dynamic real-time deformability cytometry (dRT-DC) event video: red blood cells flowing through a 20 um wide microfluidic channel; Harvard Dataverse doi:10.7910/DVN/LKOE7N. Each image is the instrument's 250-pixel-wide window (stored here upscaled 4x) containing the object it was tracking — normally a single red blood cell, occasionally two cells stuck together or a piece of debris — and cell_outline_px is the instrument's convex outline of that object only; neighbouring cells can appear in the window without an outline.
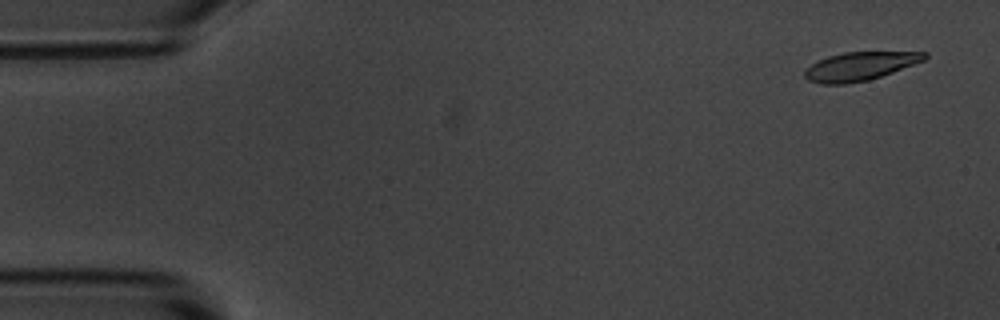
{"species": "common noctule bat (a hibernating species)", "species_latin": "Nyctalus noctula", "temperature_condition": "room temperature", "stored_images_in_passage": 5, "camera_frame_rate_fps": 3000, "um_per_image_px": 0.085, "animal": {"sex": "male", "body_mass_g": 20.1, "forearm_length_mm": 53.5}, "frame": {"image": 1, "passage_image": 1, "time_ms": 0.0, "image_size_px": [1000, 320], "cell_outline_px": [[928, 56], [924, 60], [892, 72], [868, 80], [844, 84], [820, 84], [808, 80], [804, 76], [804, 68], [828, 56], [844, 52], [928, 52]], "centroid_in_image_um": [73.05, 5.63], "position_along_channel_um": 11.9, "area_um2": 19.71}}
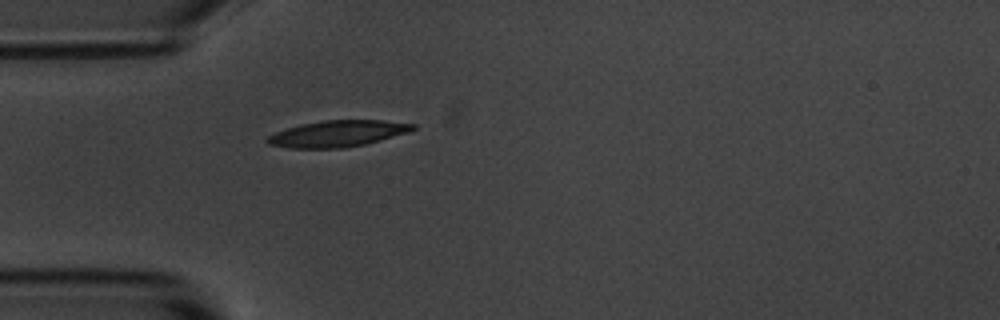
{"frame": {"image": 2, "passage_image": 5, "time_ms": 4.333, "image_size_px": [1000, 320], "cell_outline_px": [[416, 128], [408, 132], [380, 140], [364, 144], [344, 148], [288, 148], [268, 144], [264, 140], [268, 136], [276, 132], [300, 124], [324, 120], [384, 120], [416, 124]], "centroid_in_image_um": [28.68, 11.36], "position_along_channel_um": 56.3, "area_um2": 22.31}}